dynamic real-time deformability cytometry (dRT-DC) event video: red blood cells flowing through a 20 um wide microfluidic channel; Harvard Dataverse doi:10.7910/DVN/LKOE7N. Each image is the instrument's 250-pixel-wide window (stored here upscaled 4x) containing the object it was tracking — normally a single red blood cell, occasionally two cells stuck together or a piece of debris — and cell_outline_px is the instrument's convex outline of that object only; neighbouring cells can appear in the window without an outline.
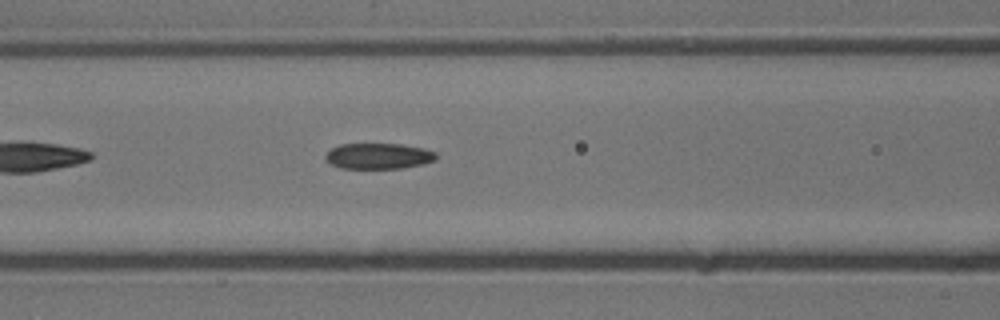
{"species": "common noctule bat (a hibernating species)", "species_latin": "Nyctalus noctula", "temperature_condition": "cold", "stored_images_in_passage": 6, "camera_frame_rate_fps": 3000, "um_per_image_px": 0.085, "animal": {"sex": "male", "body_mass_g": 13.3}, "frame": {"image": 1, "passage_image": 6, "time_ms": 1.667, "image_size_px": [1000, 320], "cell_outline_px": [[436, 160], [424, 164], [404, 168], [340, 168], [332, 164], [324, 156], [332, 148], [340, 144], [404, 144], [424, 148], [436, 152]], "centroid_in_image_um": [32.22, 13.26], "position_along_channel_um": 134.4, "area_um2": 16.65}}